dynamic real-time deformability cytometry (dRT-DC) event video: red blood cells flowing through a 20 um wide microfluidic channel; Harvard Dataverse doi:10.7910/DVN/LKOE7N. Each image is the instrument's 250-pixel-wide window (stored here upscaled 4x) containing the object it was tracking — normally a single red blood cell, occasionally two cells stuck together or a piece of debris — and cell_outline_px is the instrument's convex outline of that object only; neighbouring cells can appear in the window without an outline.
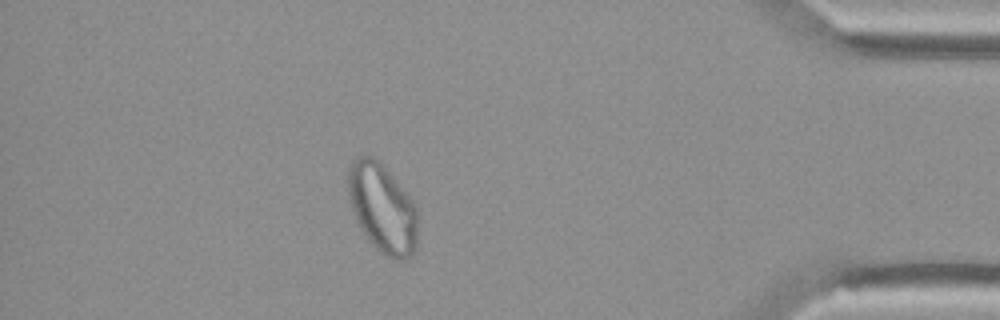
{"species": "Egyptian fruit bat (a non-hibernating species)", "species_latin": "Rousettus aegyptiacus", "temperature_condition": "cold", "stored_images_in_passage": 46, "camera_frame_rate_fps": 3000, "um_per_image_px": 0.085, "animal": {"sex": "female"}, "frame": {"image": 1, "passage_image": 40, "time_ms": 13.0, "image_size_px": [1000, 320], "cell_outline_px": [[416, 248], [412, 256], [404, 260], [392, 260], [380, 252], [368, 240], [360, 228], [356, 220], [348, 196], [348, 168], [352, 160], [360, 156], [372, 156], [380, 160], [416, 204]], "centroid_in_image_um": [32.5, 17.7], "position_along_channel_um": 402.7, "area_um2": 36.41}}